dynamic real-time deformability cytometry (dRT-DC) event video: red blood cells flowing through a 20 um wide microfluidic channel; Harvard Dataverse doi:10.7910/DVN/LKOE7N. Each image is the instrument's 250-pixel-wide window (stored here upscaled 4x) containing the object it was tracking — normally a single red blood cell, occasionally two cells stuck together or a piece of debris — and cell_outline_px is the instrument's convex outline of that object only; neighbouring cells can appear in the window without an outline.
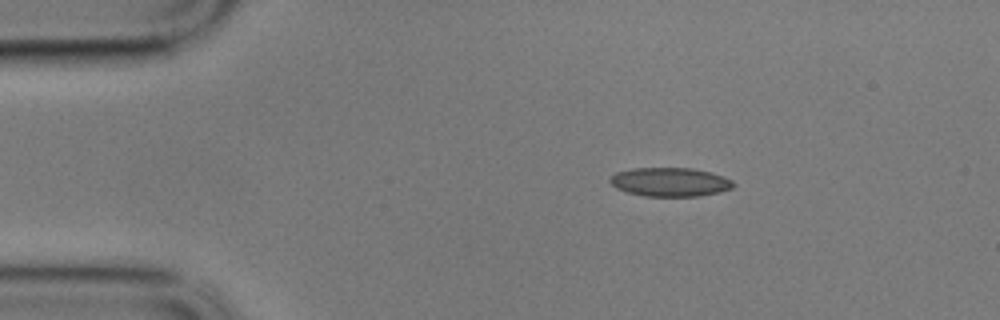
{"species": "common noctule bat (a hibernating species)", "species_latin": "Nyctalus noctula", "temperature_condition": "cold", "stored_images_in_passage": 50, "camera_frame_rate_fps": 3000, "um_per_image_px": 0.085, "animal": {"sex": "male", "body_mass_g": 17.9}, "frame": {"image": 1, "passage_image": 1, "time_ms": 0.0, "image_size_px": [1000, 320], "cell_outline_px": [[736, 184], [732, 188], [720, 192], [700, 196], [644, 196], [628, 192], [616, 188], [608, 180], [616, 172], [632, 168], [692, 168], [712, 172], [732, 180]], "centroid_in_image_um": [56.97, 15.47], "position_along_channel_um": 28.0, "area_um2": 20.81}}
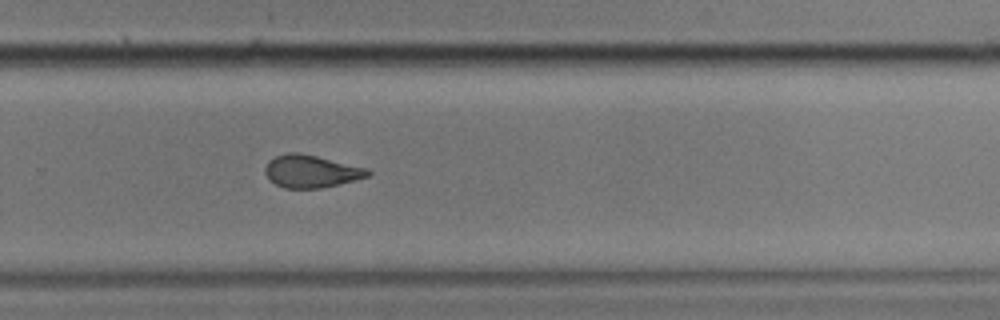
{"frame": {"image": 2, "passage_image": 30, "time_ms": 9.667, "image_size_px": [1000, 320], "cell_outline_px": [[372, 172], [368, 176], [356, 180], [320, 188], [284, 188], [268, 180], [264, 172], [264, 168], [268, 160], [276, 156], [288, 152], [296, 152], [316, 156], [368, 168]], "centroid_in_image_um": [26.42, 14.56], "position_along_channel_um": 303.4, "area_um2": 19.54}}
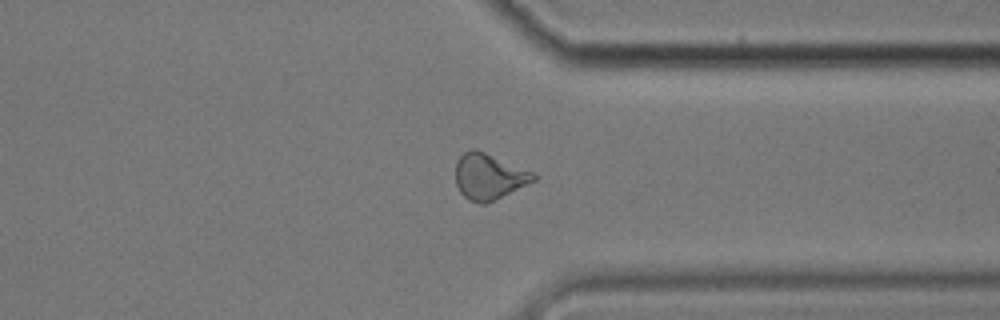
{"frame": {"image": 3, "passage_image": 36, "time_ms": 11.667, "image_size_px": [1000, 320], "cell_outline_px": [[536, 180], [484, 204], [480, 204], [468, 200], [460, 192], [456, 184], [456, 160], [464, 152], [472, 148], [476, 148], [536, 172]], "centroid_in_image_um": [41.56, 14.97], "position_along_channel_um": 369.8, "area_um2": 20.98}, "authors_computed_cell_mechanics": {"area_um2": 20.808, "velocity_mm_per_s": 3.386, "shape_relaxation_time_tau1_ms": 10.4778, "shape_relaxation_time_tau2_ms": 2.8182, "deformation_change_tau1": 0.1862, "deformation_change_tau2": 0.0903}}